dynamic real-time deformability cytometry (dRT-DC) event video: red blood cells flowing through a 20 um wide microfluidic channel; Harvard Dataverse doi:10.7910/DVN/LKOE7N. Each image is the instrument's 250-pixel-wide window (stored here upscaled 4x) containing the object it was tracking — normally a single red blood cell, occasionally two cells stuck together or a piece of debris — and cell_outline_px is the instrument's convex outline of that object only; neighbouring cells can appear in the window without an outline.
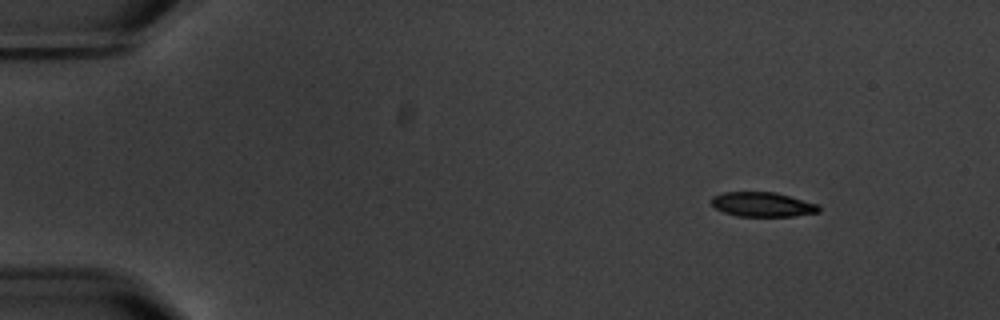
{"species": "common noctule bat (a hibernating species)", "species_latin": "Nyctalus noctula", "temperature_condition": "warm", "stored_images_in_passage": 5, "camera_frame_rate_fps": 3000, "um_per_image_px": 0.085, "animal": {"sex": "male", "body_mass_g": 20.1, "forearm_length_mm": 53.5}, "frame": {"image": 1, "passage_image": 2, "time_ms": 1.333, "image_size_px": [1000, 320], "cell_outline_px": [[820, 212], [796, 216], [736, 216], [724, 212], [716, 208], [712, 204], [712, 196], [724, 192], [776, 192], [816, 204], [820, 208]], "centroid_in_image_um": [64.81, 17.38], "position_along_channel_um": 20.2, "area_um2": 15.26}}
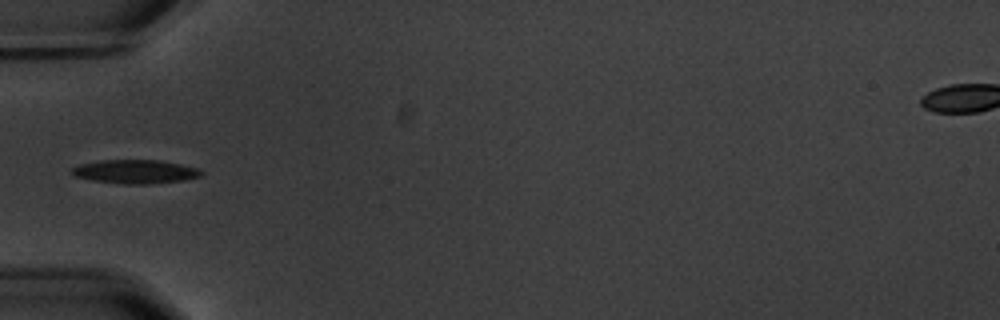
{"frame": {"image": 2, "passage_image": 5, "time_ms": 5.667, "image_size_px": [1000, 320], "cell_outline_px": [[204, 172], [200, 176], [184, 180], [148, 184], [124, 184], [92, 180], [76, 176], [72, 172], [72, 168], [80, 164], [100, 160], [156, 160], [180, 164], [200, 168]], "centroid_in_image_um": [11.53, 14.59], "position_along_channel_um": 73.5, "area_um2": 17.8}}